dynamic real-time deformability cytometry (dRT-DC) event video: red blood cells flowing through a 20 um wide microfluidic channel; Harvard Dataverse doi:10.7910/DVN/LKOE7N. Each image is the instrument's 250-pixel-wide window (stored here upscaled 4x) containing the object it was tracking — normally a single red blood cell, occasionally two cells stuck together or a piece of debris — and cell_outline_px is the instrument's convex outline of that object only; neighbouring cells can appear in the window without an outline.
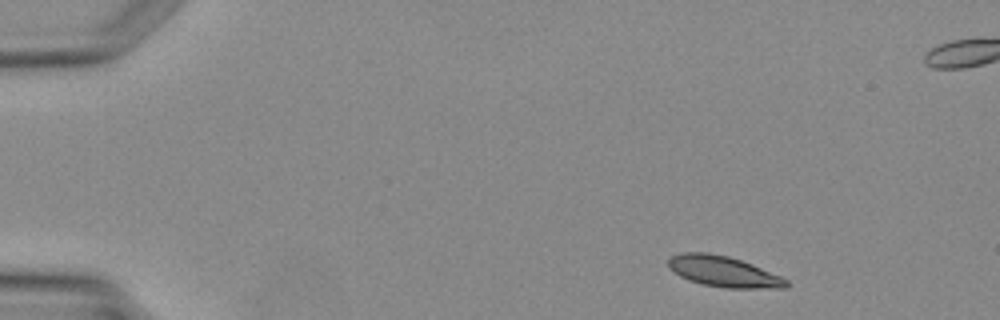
{"species": "Egyptian fruit bat (a non-hibernating species)", "species_latin": "Rousettus aegyptiacus", "temperature_condition": "warm", "stored_images_in_passage": 3, "camera_frame_rate_fps": 3000, "um_per_image_px": 0.085, "animal": {"sex": "female"}, "frame": {"image": 1, "passage_image": 1, "time_ms": 0.0, "image_size_px": [1000, 320], "cell_outline_px": [[788, 288], [724, 288], [700, 284], [688, 280], [680, 276], [668, 268], [668, 260], [672, 256], [684, 252], [708, 252], [728, 256], [752, 264], [780, 276], [788, 280]], "centroid_in_image_um": [61.48, 23.08], "position_along_channel_um": 23.5, "area_um2": 21.21}}